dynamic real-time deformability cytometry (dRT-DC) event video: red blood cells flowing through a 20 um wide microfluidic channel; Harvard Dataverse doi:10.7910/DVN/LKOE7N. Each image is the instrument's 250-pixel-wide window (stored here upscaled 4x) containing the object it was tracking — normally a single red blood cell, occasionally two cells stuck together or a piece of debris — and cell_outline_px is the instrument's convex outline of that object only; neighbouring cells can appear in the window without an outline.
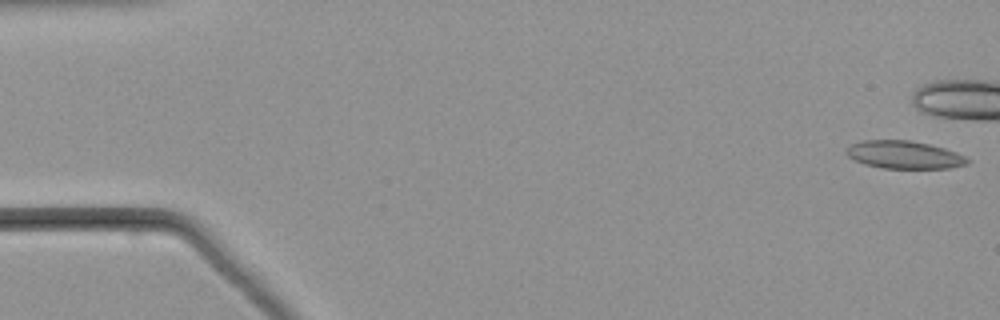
{"species": "common noctule bat (a hibernating species)", "species_latin": "Nyctalus noctula", "temperature_condition": "warm", "stored_images_in_passage": 9, "camera_frame_rate_fps": 3000, "um_per_image_px": 0.085, "animal": {"sex": "male", "body_mass_g": 21.5, "forearm_length_mm": 52.0}, "frame": {"image": 1, "passage_image": 1, "time_ms": 0.0, "image_size_px": [1000, 320], "cell_outline_px": [[972, 160], [968, 164], [952, 168], [880, 168], [864, 164], [848, 156], [844, 152], [852, 144], [864, 140], [912, 140], [944, 148], [956, 152]], "centroid_in_image_um": [76.89, 13.16], "position_along_channel_um": 8.1, "area_um2": 19.65}}